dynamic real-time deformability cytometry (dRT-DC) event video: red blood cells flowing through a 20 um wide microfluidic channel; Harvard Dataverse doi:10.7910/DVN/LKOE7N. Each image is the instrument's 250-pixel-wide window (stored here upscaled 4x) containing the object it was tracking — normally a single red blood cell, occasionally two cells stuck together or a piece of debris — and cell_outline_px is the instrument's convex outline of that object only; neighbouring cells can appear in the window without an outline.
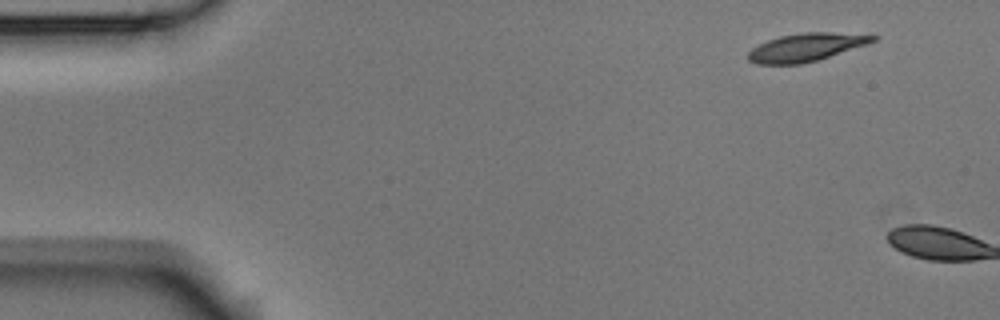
{"species": "Egyptian fruit bat (a non-hibernating species)", "species_latin": "Rousettus aegyptiacus", "temperature_condition": "room temperature", "stored_images_in_passage": 2, "camera_frame_rate_fps": 3000, "um_per_image_px": 0.085, "animal": {"sex": "male"}, "frame": {"image": 1, "passage_image": 1, "time_ms": 0.0, "image_size_px": [1000, 320], "cell_outline_px": [[880, 36], [876, 40], [868, 44], [816, 60], [800, 64], [756, 64], [748, 60], [748, 52], [752, 48], [768, 40], [780, 36], [804, 32], [828, 32]], "centroid_in_image_um": [68.5, 4.02], "position_along_channel_um": 16.5, "area_um2": 20.11}}